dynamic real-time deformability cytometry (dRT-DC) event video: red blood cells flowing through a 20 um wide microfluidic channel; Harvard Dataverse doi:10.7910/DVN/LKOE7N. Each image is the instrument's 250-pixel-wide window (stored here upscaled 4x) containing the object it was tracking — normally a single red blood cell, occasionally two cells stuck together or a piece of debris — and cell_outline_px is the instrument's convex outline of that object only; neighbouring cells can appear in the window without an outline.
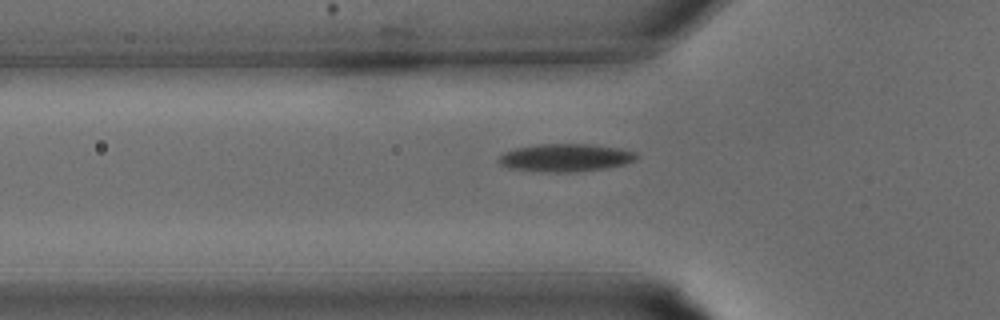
{"species": "common noctule bat (a hibernating species)", "species_latin": "Nyctalus noctula", "temperature_condition": "warm", "stored_images_in_passage": 24, "camera_frame_rate_fps": 3000, "um_per_image_px": 0.085, "animal": {"sex": "male", "body_mass_g": 15.6}, "frame": {"image": 1, "passage_image": 2, "time_ms": 0.333, "image_size_px": [1000, 320], "cell_outline_px": [[640, 156], [636, 160], [624, 164], [604, 168], [576, 172], [544, 172], [508, 168], [500, 164], [496, 160], [504, 152], [516, 148], [540, 144], [588, 144], [620, 148], [636, 152]], "centroid_in_image_um": [48.07, 13.4], "position_along_channel_um": 77.7, "area_um2": 22.43}}
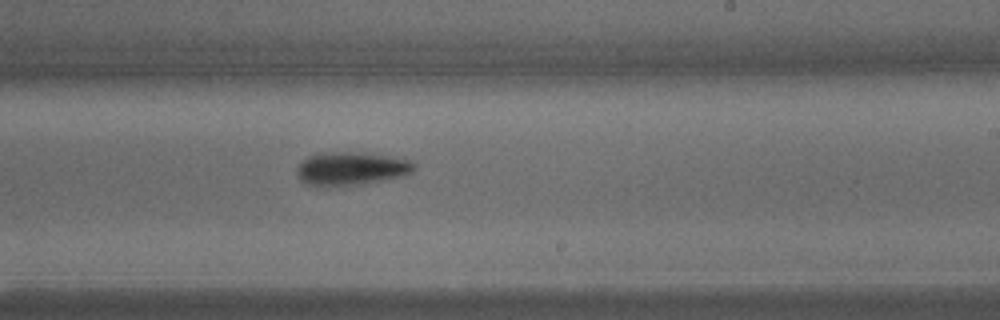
{"frame": {"image": 2, "passage_image": 11, "time_ms": 3.333, "image_size_px": [1000, 320], "cell_outline_px": [[416, 168], [412, 172], [404, 176], [356, 184], [308, 184], [300, 180], [296, 172], [296, 168], [308, 156], [336, 152], [352, 152], [388, 156], [408, 160], [416, 164]], "centroid_in_image_um": [29.89, 14.31], "position_along_channel_um": 259.1, "area_um2": 21.79}}
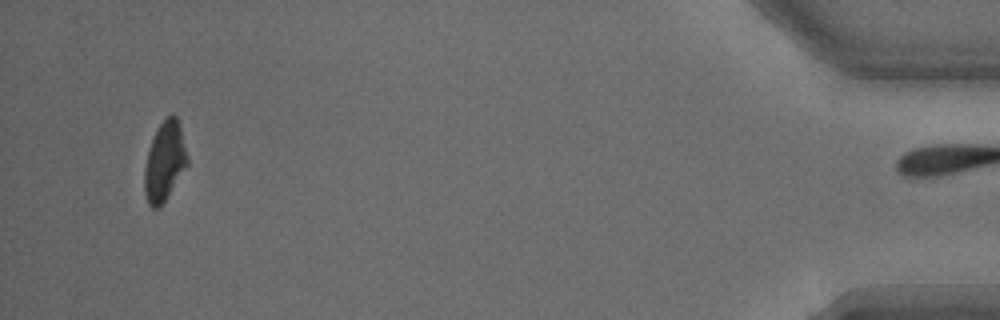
{"frame": {"image": 3, "passage_image": 23, "time_ms": 7.333, "image_size_px": [1000, 320], "cell_outline_px": [[188, 164], [168, 196], [160, 208], [152, 208], [148, 204], [144, 192], [144, 168], [148, 152], [156, 128], [172, 112], [176, 116], [180, 124], [188, 156]], "centroid_in_image_um": [13.99, 13.73], "position_along_channel_um": 421.2, "area_um2": 19.94}}